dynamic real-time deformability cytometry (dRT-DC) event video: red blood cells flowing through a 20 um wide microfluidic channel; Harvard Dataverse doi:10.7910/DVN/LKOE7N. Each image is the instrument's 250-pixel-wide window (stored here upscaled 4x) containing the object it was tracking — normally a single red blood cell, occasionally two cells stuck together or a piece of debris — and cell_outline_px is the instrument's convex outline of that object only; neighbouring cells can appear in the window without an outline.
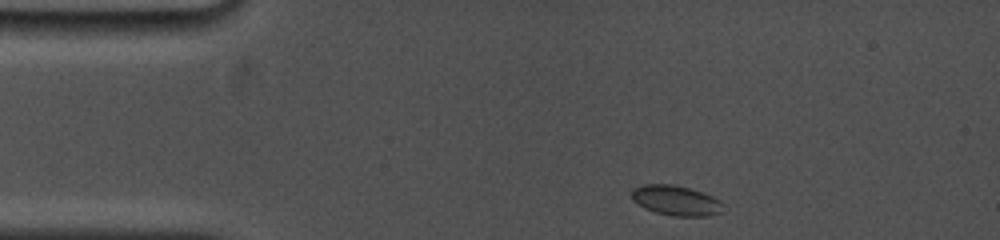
{"species": "common noctule bat (a hibernating species)", "species_latin": "Nyctalus noctula", "temperature_condition": "cold", "stored_images_in_passage": 7, "camera_frame_rate_fps": 5000, "um_per_image_px": 0.085, "animal": {"sex": "female", "body_mass_g": 19.0, "forearm_length_mm": 53.3}, "frame": {"image": 1, "passage_image": 1, "time_ms": 0.0, "image_size_px": [1000, 240], "cell_outline_px": [[724, 204], [720, 212], [708, 216], [672, 216], [656, 212], [644, 208], [632, 200], [632, 188], [644, 184], [672, 184], [688, 188], [712, 196], [720, 200]], "centroid_in_image_um": [57.43, 17.04], "position_along_channel_um": 27.6, "area_um2": 15.95}}
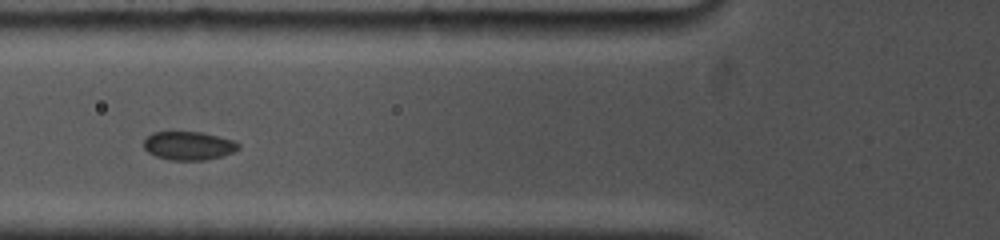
{"frame": {"image": 2, "passage_image": 6, "time_ms": 3.6, "image_size_px": [1000, 240], "cell_outline_px": [[240, 148], [232, 152], [220, 156], [204, 160], [168, 160], [156, 156], [148, 152], [144, 148], [144, 140], [152, 132], [200, 132], [232, 140], [240, 144]], "centroid_in_image_um": [16.0, 12.39], "position_along_channel_um": 109.8, "area_um2": 15.55}}
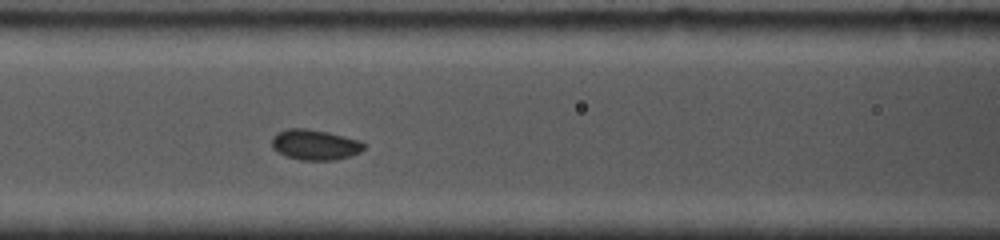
{"frame": {"image": 3, "passage_image": 7, "time_ms": 4.4, "image_size_px": [1000, 240], "cell_outline_px": [[368, 144], [360, 152], [352, 156], [336, 160], [300, 160], [284, 156], [276, 152], [272, 148], [272, 136], [276, 132], [288, 128], [308, 128], [328, 132], [360, 140]], "centroid_in_image_um": [26.77, 12.3], "position_along_channel_um": 139.8, "area_um2": 16.76}}